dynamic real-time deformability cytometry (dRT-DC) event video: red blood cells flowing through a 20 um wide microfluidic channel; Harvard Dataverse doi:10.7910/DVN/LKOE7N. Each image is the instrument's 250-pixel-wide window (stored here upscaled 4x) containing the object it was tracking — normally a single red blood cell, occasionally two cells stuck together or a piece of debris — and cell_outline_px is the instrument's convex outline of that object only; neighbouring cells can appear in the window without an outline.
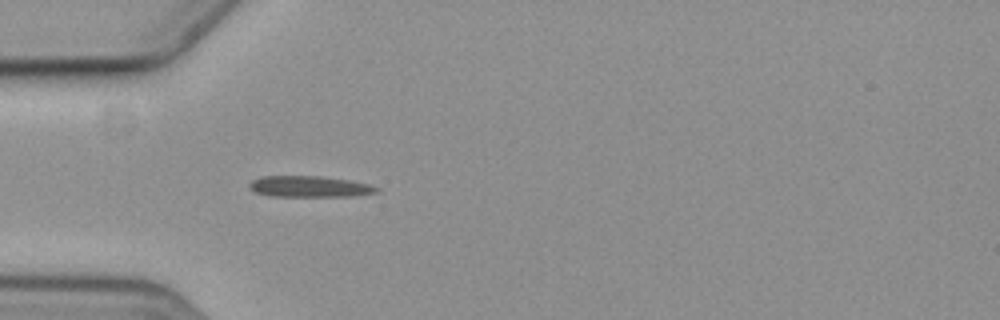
{"species": "common noctule bat (a hibernating species)", "species_latin": "Nyctalus noctula", "temperature_condition": "cold", "stored_images_in_passage": 1, "camera_frame_rate_fps": 3000, "um_per_image_px": 0.085, "animal": {"sex": "female", "body_mass_g": 19.3, "forearm_length_mm": 54.1}, "frame": {"image": 1, "passage_image": 1, "time_ms": 0.0, "image_size_px": [1000, 320], "cell_outline_px": [[380, 192], [356, 196], [268, 196], [256, 192], [248, 188], [248, 184], [252, 180], [260, 176], [320, 176], [348, 180], [368, 184], [380, 188]], "centroid_in_image_um": [26.3, 15.86], "position_along_channel_um": 58.7, "area_um2": 15.78}}